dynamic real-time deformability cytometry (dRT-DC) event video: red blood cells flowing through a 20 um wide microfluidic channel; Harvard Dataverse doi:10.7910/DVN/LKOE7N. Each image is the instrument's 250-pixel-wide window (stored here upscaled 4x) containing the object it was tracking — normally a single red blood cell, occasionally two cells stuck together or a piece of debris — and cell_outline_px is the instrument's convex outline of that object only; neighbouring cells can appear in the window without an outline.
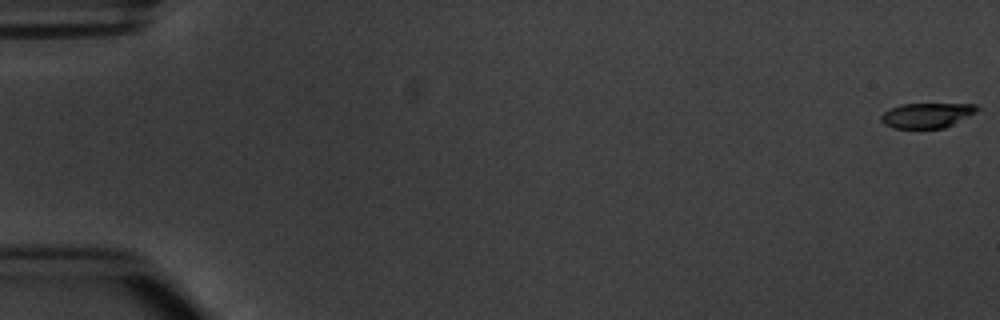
{"species": "common noctule bat (a hibernating species)", "species_latin": "Nyctalus noctula", "temperature_condition": "warm", "stored_images_in_passage": 6, "camera_frame_rate_fps": 3000, "um_per_image_px": 0.085, "animal": {"sex": "male", "body_mass_g": 20.1, "forearm_length_mm": 53.5}, "frame": {"image": 1, "passage_image": 1, "time_ms": 0.0, "image_size_px": [1000, 320], "cell_outline_px": [[980, 108], [976, 112], [944, 128], [892, 128], [884, 124], [880, 120], [880, 116], [884, 112], [900, 104], [976, 104]], "centroid_in_image_um": [78.76, 9.8], "position_along_channel_um": 6.2, "area_um2": 13.87}}
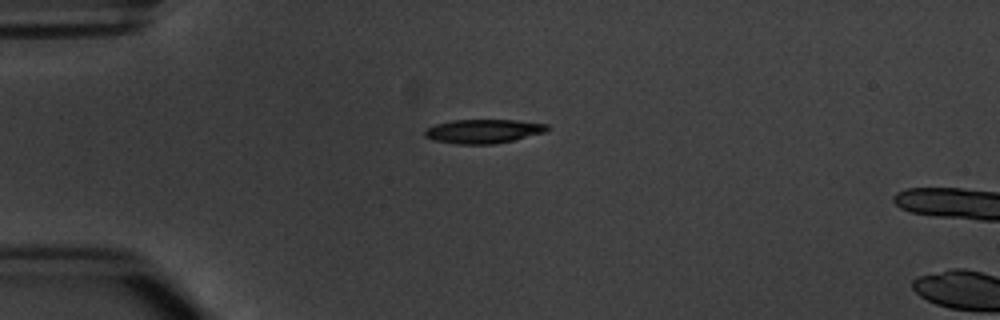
{"frame": {"image": 2, "passage_image": 5, "time_ms": 4.667, "image_size_px": [1000, 320], "cell_outline_px": [[552, 128], [548, 132], [512, 140], [492, 144], [456, 144], [432, 140], [424, 136], [424, 132], [428, 128], [436, 124], [452, 120], [516, 120], [548, 124]], "centroid_in_image_um": [41.13, 11.15], "position_along_channel_um": 43.9, "area_um2": 17.22}}